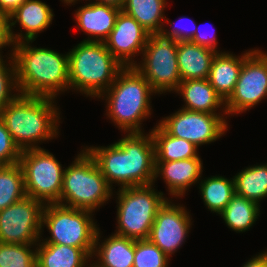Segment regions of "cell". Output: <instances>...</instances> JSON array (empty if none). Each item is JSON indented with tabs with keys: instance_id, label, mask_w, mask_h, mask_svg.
Here are the masks:
<instances>
[{
	"instance_id": "cell-37",
	"label": "cell",
	"mask_w": 267,
	"mask_h": 267,
	"mask_svg": "<svg viewBox=\"0 0 267 267\" xmlns=\"http://www.w3.org/2000/svg\"><path fill=\"white\" fill-rule=\"evenodd\" d=\"M27 0H0V13L8 17Z\"/></svg>"
},
{
	"instance_id": "cell-7",
	"label": "cell",
	"mask_w": 267,
	"mask_h": 267,
	"mask_svg": "<svg viewBox=\"0 0 267 267\" xmlns=\"http://www.w3.org/2000/svg\"><path fill=\"white\" fill-rule=\"evenodd\" d=\"M154 185L119 188L115 234L135 240L148 239L157 211L168 199Z\"/></svg>"
},
{
	"instance_id": "cell-33",
	"label": "cell",
	"mask_w": 267,
	"mask_h": 267,
	"mask_svg": "<svg viewBox=\"0 0 267 267\" xmlns=\"http://www.w3.org/2000/svg\"><path fill=\"white\" fill-rule=\"evenodd\" d=\"M21 152L0 117V166L19 163Z\"/></svg>"
},
{
	"instance_id": "cell-4",
	"label": "cell",
	"mask_w": 267,
	"mask_h": 267,
	"mask_svg": "<svg viewBox=\"0 0 267 267\" xmlns=\"http://www.w3.org/2000/svg\"><path fill=\"white\" fill-rule=\"evenodd\" d=\"M156 92L134 67H124L112 85L98 98L106 100V116L125 133L144 132L141 122L151 115V96ZM152 94V95H151Z\"/></svg>"
},
{
	"instance_id": "cell-26",
	"label": "cell",
	"mask_w": 267,
	"mask_h": 267,
	"mask_svg": "<svg viewBox=\"0 0 267 267\" xmlns=\"http://www.w3.org/2000/svg\"><path fill=\"white\" fill-rule=\"evenodd\" d=\"M260 205L235 194L225 209L219 214L228 228L235 232L248 231L258 219Z\"/></svg>"
},
{
	"instance_id": "cell-10",
	"label": "cell",
	"mask_w": 267,
	"mask_h": 267,
	"mask_svg": "<svg viewBox=\"0 0 267 267\" xmlns=\"http://www.w3.org/2000/svg\"><path fill=\"white\" fill-rule=\"evenodd\" d=\"M177 47L176 40L164 37L161 33L150 34L141 63L134 65L157 94L174 92L181 82Z\"/></svg>"
},
{
	"instance_id": "cell-40",
	"label": "cell",
	"mask_w": 267,
	"mask_h": 267,
	"mask_svg": "<svg viewBox=\"0 0 267 267\" xmlns=\"http://www.w3.org/2000/svg\"><path fill=\"white\" fill-rule=\"evenodd\" d=\"M62 2L66 3L67 5L71 4H75L78 0H61ZM80 1V0H79ZM73 3V4H72Z\"/></svg>"
},
{
	"instance_id": "cell-35",
	"label": "cell",
	"mask_w": 267,
	"mask_h": 267,
	"mask_svg": "<svg viewBox=\"0 0 267 267\" xmlns=\"http://www.w3.org/2000/svg\"><path fill=\"white\" fill-rule=\"evenodd\" d=\"M196 32H195V35L193 37V39L191 40V42L197 44V45H200V46H203V47H206V48H209L211 50H214L216 51L217 53H219L220 51H218L217 49V39H216V34L212 33L211 36L209 35H206L205 33H201L198 29L199 28H196Z\"/></svg>"
},
{
	"instance_id": "cell-30",
	"label": "cell",
	"mask_w": 267,
	"mask_h": 267,
	"mask_svg": "<svg viewBox=\"0 0 267 267\" xmlns=\"http://www.w3.org/2000/svg\"><path fill=\"white\" fill-rule=\"evenodd\" d=\"M36 244H5L0 242V267H37Z\"/></svg>"
},
{
	"instance_id": "cell-20",
	"label": "cell",
	"mask_w": 267,
	"mask_h": 267,
	"mask_svg": "<svg viewBox=\"0 0 267 267\" xmlns=\"http://www.w3.org/2000/svg\"><path fill=\"white\" fill-rule=\"evenodd\" d=\"M98 228L92 258H98L95 264L99 267H133L135 254V239L112 234L104 242ZM101 244V245H100ZM96 256V257H95Z\"/></svg>"
},
{
	"instance_id": "cell-39",
	"label": "cell",
	"mask_w": 267,
	"mask_h": 267,
	"mask_svg": "<svg viewBox=\"0 0 267 267\" xmlns=\"http://www.w3.org/2000/svg\"><path fill=\"white\" fill-rule=\"evenodd\" d=\"M125 0H96V3L107 4L122 9Z\"/></svg>"
},
{
	"instance_id": "cell-16",
	"label": "cell",
	"mask_w": 267,
	"mask_h": 267,
	"mask_svg": "<svg viewBox=\"0 0 267 267\" xmlns=\"http://www.w3.org/2000/svg\"><path fill=\"white\" fill-rule=\"evenodd\" d=\"M50 6L40 0H27L7 17L8 35L11 44L23 41H35L39 32H42L52 24L54 17ZM16 23L26 30L25 34L14 33L13 26Z\"/></svg>"
},
{
	"instance_id": "cell-41",
	"label": "cell",
	"mask_w": 267,
	"mask_h": 267,
	"mask_svg": "<svg viewBox=\"0 0 267 267\" xmlns=\"http://www.w3.org/2000/svg\"><path fill=\"white\" fill-rule=\"evenodd\" d=\"M88 267H99V266H97L94 262L92 264L89 262Z\"/></svg>"
},
{
	"instance_id": "cell-31",
	"label": "cell",
	"mask_w": 267,
	"mask_h": 267,
	"mask_svg": "<svg viewBox=\"0 0 267 267\" xmlns=\"http://www.w3.org/2000/svg\"><path fill=\"white\" fill-rule=\"evenodd\" d=\"M170 258L148 239L135 240L133 267H168Z\"/></svg>"
},
{
	"instance_id": "cell-29",
	"label": "cell",
	"mask_w": 267,
	"mask_h": 267,
	"mask_svg": "<svg viewBox=\"0 0 267 267\" xmlns=\"http://www.w3.org/2000/svg\"><path fill=\"white\" fill-rule=\"evenodd\" d=\"M25 197L23 171L19 163L0 166V210Z\"/></svg>"
},
{
	"instance_id": "cell-5",
	"label": "cell",
	"mask_w": 267,
	"mask_h": 267,
	"mask_svg": "<svg viewBox=\"0 0 267 267\" xmlns=\"http://www.w3.org/2000/svg\"><path fill=\"white\" fill-rule=\"evenodd\" d=\"M124 67L104 42L81 41L68 52L69 87L98 98Z\"/></svg>"
},
{
	"instance_id": "cell-32",
	"label": "cell",
	"mask_w": 267,
	"mask_h": 267,
	"mask_svg": "<svg viewBox=\"0 0 267 267\" xmlns=\"http://www.w3.org/2000/svg\"><path fill=\"white\" fill-rule=\"evenodd\" d=\"M9 56V64L3 58L0 59V111L20 94L17 85L16 65L12 52L9 53ZM12 91H16V93Z\"/></svg>"
},
{
	"instance_id": "cell-19",
	"label": "cell",
	"mask_w": 267,
	"mask_h": 267,
	"mask_svg": "<svg viewBox=\"0 0 267 267\" xmlns=\"http://www.w3.org/2000/svg\"><path fill=\"white\" fill-rule=\"evenodd\" d=\"M174 92L181 94L180 96H182L185 103L182 107L183 109L210 114H221L222 112L227 114L225 101L211 86L208 79L181 81ZM218 108L222 110L219 113L216 112Z\"/></svg>"
},
{
	"instance_id": "cell-13",
	"label": "cell",
	"mask_w": 267,
	"mask_h": 267,
	"mask_svg": "<svg viewBox=\"0 0 267 267\" xmlns=\"http://www.w3.org/2000/svg\"><path fill=\"white\" fill-rule=\"evenodd\" d=\"M44 204L31 197L0 210V242L37 244L41 239Z\"/></svg>"
},
{
	"instance_id": "cell-15",
	"label": "cell",
	"mask_w": 267,
	"mask_h": 267,
	"mask_svg": "<svg viewBox=\"0 0 267 267\" xmlns=\"http://www.w3.org/2000/svg\"><path fill=\"white\" fill-rule=\"evenodd\" d=\"M149 35L133 17L120 10L104 44L123 66L129 67L137 63L132 59L137 53L142 54Z\"/></svg>"
},
{
	"instance_id": "cell-2",
	"label": "cell",
	"mask_w": 267,
	"mask_h": 267,
	"mask_svg": "<svg viewBox=\"0 0 267 267\" xmlns=\"http://www.w3.org/2000/svg\"><path fill=\"white\" fill-rule=\"evenodd\" d=\"M33 41L12 45L20 94L56 98L70 89L68 53L31 47Z\"/></svg>"
},
{
	"instance_id": "cell-25",
	"label": "cell",
	"mask_w": 267,
	"mask_h": 267,
	"mask_svg": "<svg viewBox=\"0 0 267 267\" xmlns=\"http://www.w3.org/2000/svg\"><path fill=\"white\" fill-rule=\"evenodd\" d=\"M155 145V162H169L199 157L198 147L185 139L169 135L159 124L151 131Z\"/></svg>"
},
{
	"instance_id": "cell-17",
	"label": "cell",
	"mask_w": 267,
	"mask_h": 267,
	"mask_svg": "<svg viewBox=\"0 0 267 267\" xmlns=\"http://www.w3.org/2000/svg\"><path fill=\"white\" fill-rule=\"evenodd\" d=\"M203 163L200 157L181 159L169 162H155V179L162 177L168 186L169 194L184 197L186 191L199 183L202 175Z\"/></svg>"
},
{
	"instance_id": "cell-21",
	"label": "cell",
	"mask_w": 267,
	"mask_h": 267,
	"mask_svg": "<svg viewBox=\"0 0 267 267\" xmlns=\"http://www.w3.org/2000/svg\"><path fill=\"white\" fill-rule=\"evenodd\" d=\"M252 51H245L240 56L221 51L213 57L208 81L224 101L233 92L243 61Z\"/></svg>"
},
{
	"instance_id": "cell-28",
	"label": "cell",
	"mask_w": 267,
	"mask_h": 267,
	"mask_svg": "<svg viewBox=\"0 0 267 267\" xmlns=\"http://www.w3.org/2000/svg\"><path fill=\"white\" fill-rule=\"evenodd\" d=\"M200 180L199 189L204 205L211 212L220 214L235 195L234 178L218 175Z\"/></svg>"
},
{
	"instance_id": "cell-12",
	"label": "cell",
	"mask_w": 267,
	"mask_h": 267,
	"mask_svg": "<svg viewBox=\"0 0 267 267\" xmlns=\"http://www.w3.org/2000/svg\"><path fill=\"white\" fill-rule=\"evenodd\" d=\"M227 114L179 109L159 121V125L171 136L185 139L197 147L209 144L228 130ZM226 118V120H225Z\"/></svg>"
},
{
	"instance_id": "cell-18",
	"label": "cell",
	"mask_w": 267,
	"mask_h": 267,
	"mask_svg": "<svg viewBox=\"0 0 267 267\" xmlns=\"http://www.w3.org/2000/svg\"><path fill=\"white\" fill-rule=\"evenodd\" d=\"M120 10L95 1L79 7L75 11V20L79 29L88 35L83 41L104 42L114 28Z\"/></svg>"
},
{
	"instance_id": "cell-38",
	"label": "cell",
	"mask_w": 267,
	"mask_h": 267,
	"mask_svg": "<svg viewBox=\"0 0 267 267\" xmlns=\"http://www.w3.org/2000/svg\"><path fill=\"white\" fill-rule=\"evenodd\" d=\"M242 267H267V251L250 258Z\"/></svg>"
},
{
	"instance_id": "cell-23",
	"label": "cell",
	"mask_w": 267,
	"mask_h": 267,
	"mask_svg": "<svg viewBox=\"0 0 267 267\" xmlns=\"http://www.w3.org/2000/svg\"><path fill=\"white\" fill-rule=\"evenodd\" d=\"M37 267H88L92 258L82 248L53 243L36 244Z\"/></svg>"
},
{
	"instance_id": "cell-14",
	"label": "cell",
	"mask_w": 267,
	"mask_h": 267,
	"mask_svg": "<svg viewBox=\"0 0 267 267\" xmlns=\"http://www.w3.org/2000/svg\"><path fill=\"white\" fill-rule=\"evenodd\" d=\"M190 217L185 206L175 205L167 199L157 211L148 240L170 258L188 236L192 225Z\"/></svg>"
},
{
	"instance_id": "cell-3",
	"label": "cell",
	"mask_w": 267,
	"mask_h": 267,
	"mask_svg": "<svg viewBox=\"0 0 267 267\" xmlns=\"http://www.w3.org/2000/svg\"><path fill=\"white\" fill-rule=\"evenodd\" d=\"M55 99L19 94L0 111V117L21 151L41 148L39 142L58 137L61 118Z\"/></svg>"
},
{
	"instance_id": "cell-1",
	"label": "cell",
	"mask_w": 267,
	"mask_h": 267,
	"mask_svg": "<svg viewBox=\"0 0 267 267\" xmlns=\"http://www.w3.org/2000/svg\"><path fill=\"white\" fill-rule=\"evenodd\" d=\"M144 133H126L107 147H85L111 187L113 183L120 188L155 183V145L151 132Z\"/></svg>"
},
{
	"instance_id": "cell-36",
	"label": "cell",
	"mask_w": 267,
	"mask_h": 267,
	"mask_svg": "<svg viewBox=\"0 0 267 267\" xmlns=\"http://www.w3.org/2000/svg\"><path fill=\"white\" fill-rule=\"evenodd\" d=\"M9 45L12 46L8 35L7 17L0 13V51H2V48H5L6 46L10 47ZM1 55L2 54L0 52V59L3 58Z\"/></svg>"
},
{
	"instance_id": "cell-34",
	"label": "cell",
	"mask_w": 267,
	"mask_h": 267,
	"mask_svg": "<svg viewBox=\"0 0 267 267\" xmlns=\"http://www.w3.org/2000/svg\"><path fill=\"white\" fill-rule=\"evenodd\" d=\"M185 20V19H188L189 21H191L192 23V29H188V28H182L181 24H179V26H181V28L175 24H173V22H170V25H174L172 26L173 28L171 30H168V29H163L161 31V34L164 36V37H169L173 40H176L177 42H180V41H191L195 35V32H196V24L195 22H193L191 19L189 18H186V17H180L178 21L180 22H183L182 20ZM187 27V26H186Z\"/></svg>"
},
{
	"instance_id": "cell-6",
	"label": "cell",
	"mask_w": 267,
	"mask_h": 267,
	"mask_svg": "<svg viewBox=\"0 0 267 267\" xmlns=\"http://www.w3.org/2000/svg\"><path fill=\"white\" fill-rule=\"evenodd\" d=\"M112 189L94 158L83 148L64 170L60 205L95 212L111 199Z\"/></svg>"
},
{
	"instance_id": "cell-27",
	"label": "cell",
	"mask_w": 267,
	"mask_h": 267,
	"mask_svg": "<svg viewBox=\"0 0 267 267\" xmlns=\"http://www.w3.org/2000/svg\"><path fill=\"white\" fill-rule=\"evenodd\" d=\"M233 178L235 194L258 204L267 197V163L246 167Z\"/></svg>"
},
{
	"instance_id": "cell-22",
	"label": "cell",
	"mask_w": 267,
	"mask_h": 267,
	"mask_svg": "<svg viewBox=\"0 0 267 267\" xmlns=\"http://www.w3.org/2000/svg\"><path fill=\"white\" fill-rule=\"evenodd\" d=\"M216 51L191 41H180L177 47V62L181 81L208 79Z\"/></svg>"
},
{
	"instance_id": "cell-24",
	"label": "cell",
	"mask_w": 267,
	"mask_h": 267,
	"mask_svg": "<svg viewBox=\"0 0 267 267\" xmlns=\"http://www.w3.org/2000/svg\"><path fill=\"white\" fill-rule=\"evenodd\" d=\"M166 0H125L122 11L133 17L150 34L161 33L164 28Z\"/></svg>"
},
{
	"instance_id": "cell-8",
	"label": "cell",
	"mask_w": 267,
	"mask_h": 267,
	"mask_svg": "<svg viewBox=\"0 0 267 267\" xmlns=\"http://www.w3.org/2000/svg\"><path fill=\"white\" fill-rule=\"evenodd\" d=\"M92 213L57 203L45 204L41 225L42 230L46 225L51 236L40 241L82 248L92 257L98 230Z\"/></svg>"
},
{
	"instance_id": "cell-9",
	"label": "cell",
	"mask_w": 267,
	"mask_h": 267,
	"mask_svg": "<svg viewBox=\"0 0 267 267\" xmlns=\"http://www.w3.org/2000/svg\"><path fill=\"white\" fill-rule=\"evenodd\" d=\"M22 167L27 197L45 204H60L64 170L54 155L44 148L27 149L21 152Z\"/></svg>"
},
{
	"instance_id": "cell-11",
	"label": "cell",
	"mask_w": 267,
	"mask_h": 267,
	"mask_svg": "<svg viewBox=\"0 0 267 267\" xmlns=\"http://www.w3.org/2000/svg\"><path fill=\"white\" fill-rule=\"evenodd\" d=\"M267 98V53L253 51L244 59L238 81L225 100L227 115L241 114Z\"/></svg>"
}]
</instances>
